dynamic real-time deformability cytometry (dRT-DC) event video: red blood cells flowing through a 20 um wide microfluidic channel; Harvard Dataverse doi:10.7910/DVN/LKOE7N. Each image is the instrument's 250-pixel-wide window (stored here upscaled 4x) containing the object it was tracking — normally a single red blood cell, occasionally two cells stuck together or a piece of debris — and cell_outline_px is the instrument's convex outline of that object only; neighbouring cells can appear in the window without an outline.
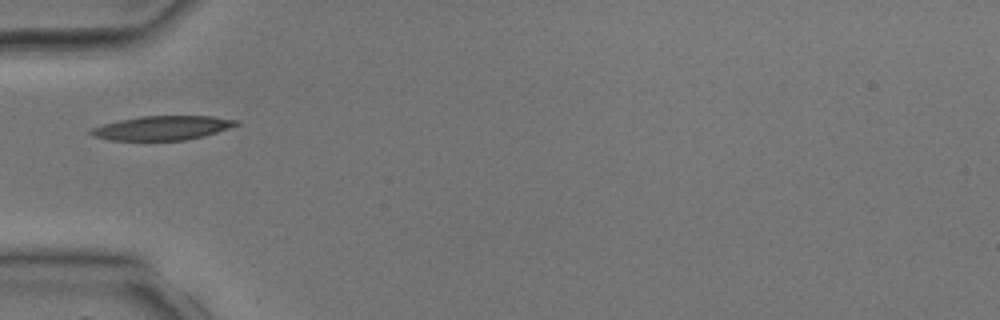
{"species": "common noctule bat (a hibernating species)", "species_latin": "Nyctalus noctula", "temperature_condition": "room temperature", "stored_images_in_passage": 1, "camera_frame_rate_fps": 3000, "um_per_image_px": 0.085, "animal": {"sex": "male", "body_mass_g": 17.9, "forearm_length_mm": 54.2}, "frame": {"image": 1, "passage_image": 1, "time_ms": 0.0, "image_size_px": [1000, 320], "cell_outline_px": [[240, 124], [204, 136], [184, 140], [112, 140], [92, 136], [88, 132], [92, 128], [104, 124], [120, 120], [140, 116], [212, 116], [240, 120]], "centroid_in_image_um": [13.81, 10.87], "position_along_channel_um": 71.2, "area_um2": 20.35}}